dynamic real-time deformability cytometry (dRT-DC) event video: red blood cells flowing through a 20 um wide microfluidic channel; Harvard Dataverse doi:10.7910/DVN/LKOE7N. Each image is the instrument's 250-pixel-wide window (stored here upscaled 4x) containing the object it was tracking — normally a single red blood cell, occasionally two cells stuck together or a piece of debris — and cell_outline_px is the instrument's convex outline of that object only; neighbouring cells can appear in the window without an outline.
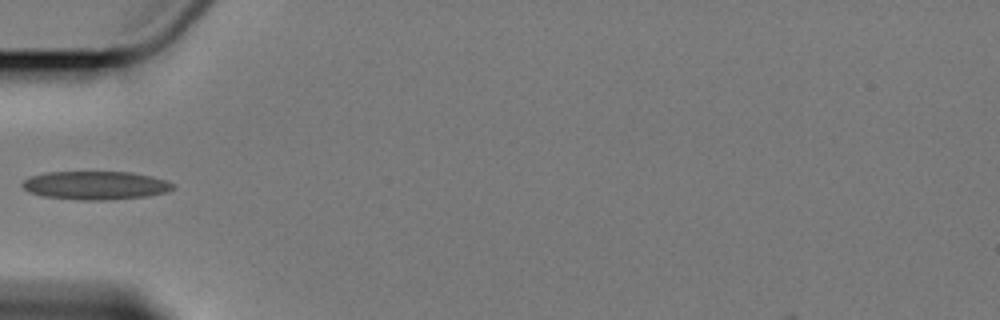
{"species": "Egyptian fruit bat (a non-hibernating species)", "species_latin": "Rousettus aegyptiacus", "temperature_condition": "cold", "stored_images_in_passage": 7, "camera_frame_rate_fps": 3000, "um_per_image_px": 0.085, "animal": {"sex": "female"}, "frame": {"image": 1, "passage_image": 5, "time_ms": 5.0, "image_size_px": [1000, 320], "cell_outline_px": [[176, 184], [172, 188], [164, 192], [148, 196], [112, 200], [80, 200], [44, 196], [28, 192], [20, 184], [24, 180], [32, 176], [48, 172], [132, 172], [152, 176]], "centroid_in_image_um": [8.12, 15.76], "position_along_channel_um": 76.9, "area_um2": 24.91}}
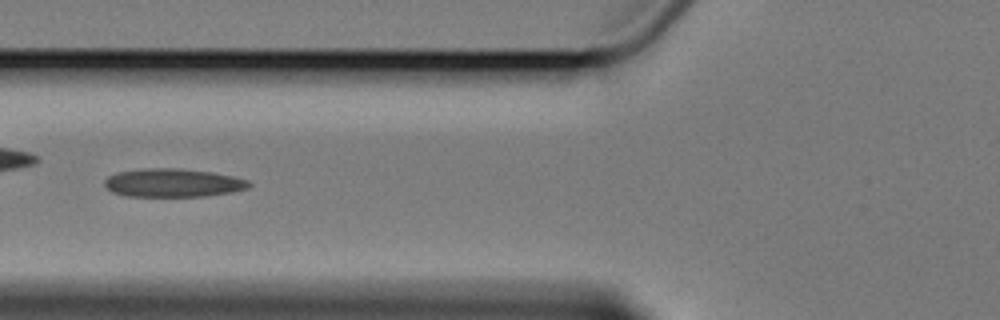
{"frame": {"image": 2, "passage_image": 6, "time_ms": 6.0, "image_size_px": [1000, 320], "cell_outline_px": [[252, 184], [248, 188], [232, 192], [208, 196], [128, 196], [112, 192], [104, 184], [104, 180], [108, 176], [116, 172], [148, 168], [180, 168], [212, 172], [232, 176], [248, 180]], "centroid_in_image_um": [14.71, 15.54], "position_along_channel_um": 111.1, "area_um2": 23.93}}
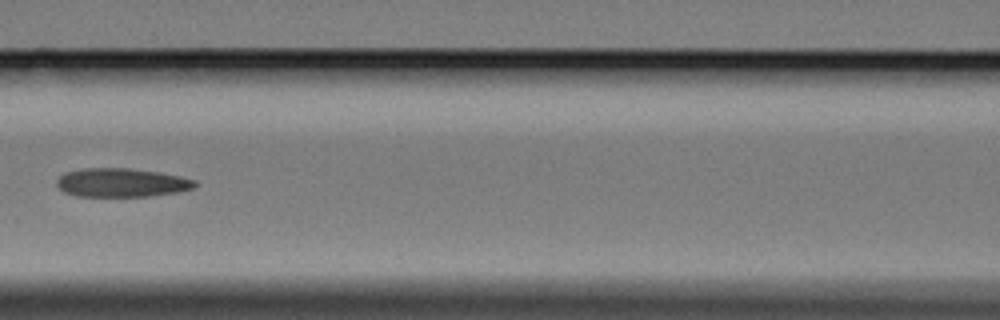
{"frame": {"image": 3, "passage_image": 7, "time_ms": 7.333, "image_size_px": [1000, 320], "cell_outline_px": [[196, 184], [192, 188], [176, 192], [148, 196], [76, 196], [64, 192], [56, 184], [56, 180], [64, 172], [84, 168], [128, 168], [156, 172], [180, 176], [196, 180]], "centroid_in_image_um": [10.28, 15.52], "position_along_channel_um": 156.3, "area_um2": 22.95}}